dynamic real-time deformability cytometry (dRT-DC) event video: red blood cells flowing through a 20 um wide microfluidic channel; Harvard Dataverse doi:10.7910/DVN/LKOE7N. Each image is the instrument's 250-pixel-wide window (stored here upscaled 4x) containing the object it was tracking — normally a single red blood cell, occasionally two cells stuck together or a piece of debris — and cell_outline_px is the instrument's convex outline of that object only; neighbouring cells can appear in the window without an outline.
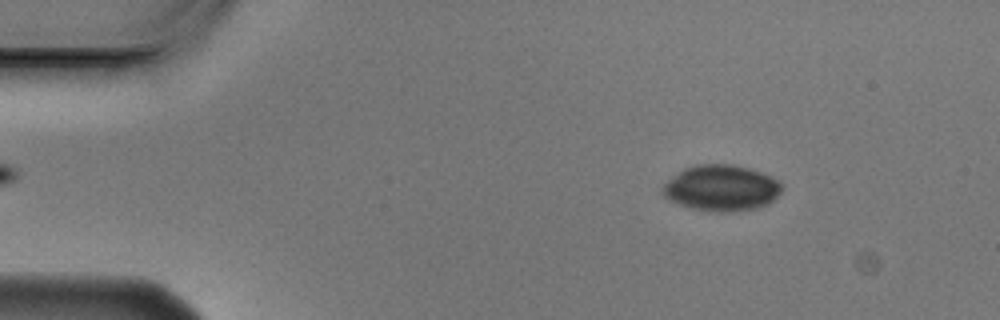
{"species": "Egyptian fruit bat (a non-hibernating species)", "species_latin": "Rousettus aegyptiacus", "temperature_condition": "cold", "stored_images_in_passage": 4, "camera_frame_rate_fps": 3000, "um_per_image_px": 0.085, "animal": {"sex": "male"}, "frame": {"image": 1, "passage_image": 1, "time_ms": 0.0, "image_size_px": [1000, 320], "cell_outline_px": [[784, 184], [780, 192], [768, 204], [760, 208], [732, 212], [716, 212], [692, 208], [668, 200], [660, 192], [664, 184], [668, 180], [684, 168], [696, 164], [732, 164], [748, 168], [772, 176], [780, 180]], "centroid_in_image_um": [61.34, 15.98], "position_along_channel_um": 23.7, "area_um2": 32.19}}